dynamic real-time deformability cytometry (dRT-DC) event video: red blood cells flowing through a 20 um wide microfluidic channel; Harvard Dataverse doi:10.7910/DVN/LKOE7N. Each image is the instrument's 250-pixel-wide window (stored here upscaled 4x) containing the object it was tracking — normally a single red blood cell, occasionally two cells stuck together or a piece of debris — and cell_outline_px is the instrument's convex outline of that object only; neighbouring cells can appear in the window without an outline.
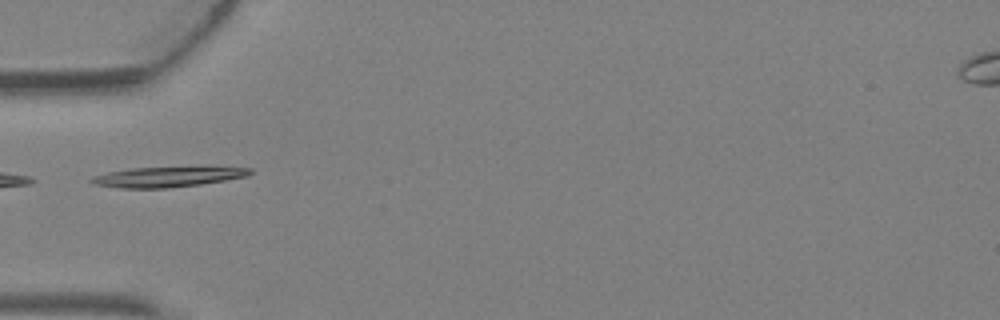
{"species": "Egyptian fruit bat (a non-hibernating species)", "species_latin": "Rousettus aegyptiacus", "temperature_condition": "warm", "stored_images_in_passage": 4, "camera_frame_rate_fps": 3000, "um_per_image_px": 0.085, "animal": {"sex": "female"}, "frame": {"image": 1, "passage_image": 4, "time_ms": 1.0, "image_size_px": [1000, 320], "cell_outline_px": [[252, 172], [248, 176], [200, 184], [168, 188], [120, 188], [92, 184], [88, 180], [92, 176], [108, 172], [132, 168], [252, 168]], "centroid_in_image_um": [14.12, 15.05], "position_along_channel_um": 70.9, "area_um2": 18.15}}